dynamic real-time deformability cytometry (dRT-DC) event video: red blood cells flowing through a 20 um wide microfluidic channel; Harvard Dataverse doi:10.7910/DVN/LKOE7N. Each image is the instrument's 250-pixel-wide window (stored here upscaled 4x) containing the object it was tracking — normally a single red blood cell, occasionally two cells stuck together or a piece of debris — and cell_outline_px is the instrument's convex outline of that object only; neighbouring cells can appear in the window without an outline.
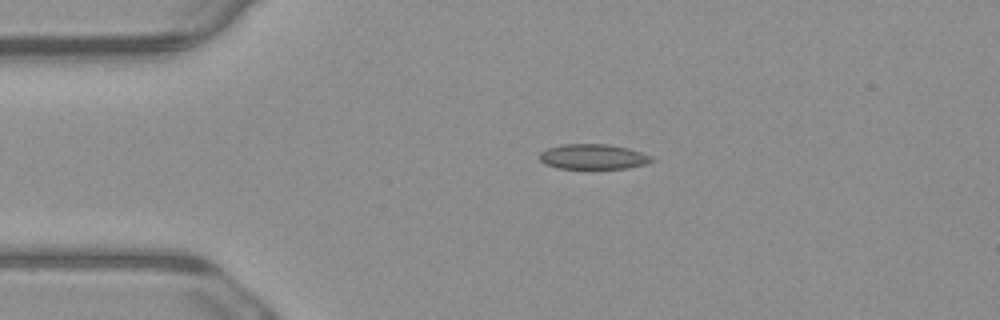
{"species": "common noctule bat (a hibernating species)", "species_latin": "Nyctalus noctula", "temperature_condition": "warm", "stored_images_in_passage": 2, "camera_frame_rate_fps": 3000, "um_per_image_px": 0.085, "animal": {"sex": "male", "body_mass_g": 23.1, "forearm_length_mm": 52.7}, "frame": {"image": 1, "passage_image": 1, "time_ms": 0.0, "image_size_px": [1000, 320], "cell_outline_px": [[656, 160], [648, 164], [628, 168], [560, 168], [544, 164], [540, 160], [540, 152], [548, 148], [564, 144], [608, 144], [628, 148], [652, 156]], "centroid_in_image_um": [50.46, 13.32], "position_along_channel_um": 34.5, "area_um2": 16.42}}